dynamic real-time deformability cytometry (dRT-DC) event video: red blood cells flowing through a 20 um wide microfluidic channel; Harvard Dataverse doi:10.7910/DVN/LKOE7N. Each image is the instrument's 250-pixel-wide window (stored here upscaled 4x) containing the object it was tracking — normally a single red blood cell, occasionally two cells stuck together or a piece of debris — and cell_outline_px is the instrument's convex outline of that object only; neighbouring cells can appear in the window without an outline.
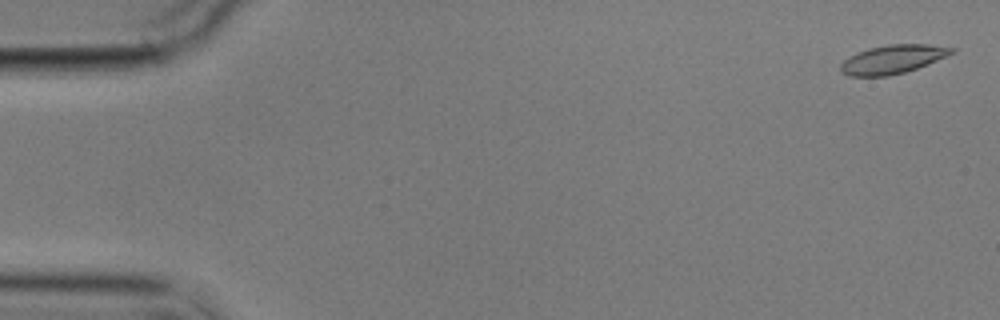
{"species": "common noctule bat (a hibernating species)", "species_latin": "Nyctalus noctula", "temperature_condition": "cold", "stored_images_in_passage": 5, "camera_frame_rate_fps": 3000, "um_per_image_px": 0.085, "animal": {"sex": "male", "body_mass_g": 17.9}, "frame": {"image": 1, "passage_image": 1, "time_ms": 0.0, "image_size_px": [1000, 320], "cell_outline_px": [[956, 52], [928, 64], [904, 72], [888, 76], [848, 76], [840, 72], [840, 64], [848, 56], [856, 52], [868, 48], [888, 44], [928, 44], [956, 48]], "centroid_in_image_um": [75.86, 5.03], "position_along_channel_um": 9.1, "area_um2": 18.73}}
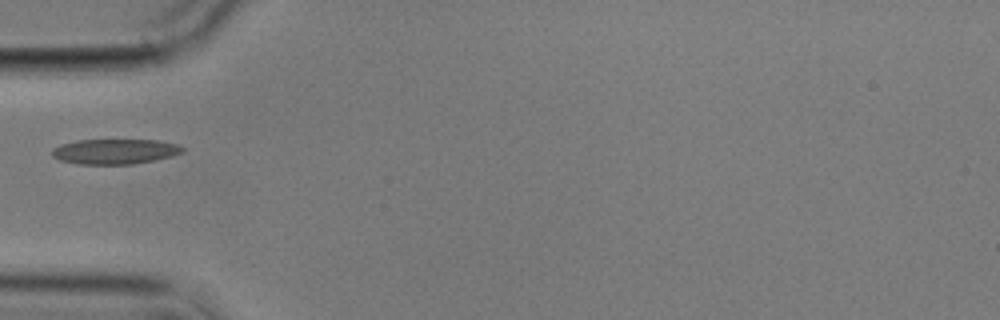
{"frame": {"image": 2, "passage_image": 5, "time_ms": 5.667, "image_size_px": [1000, 320], "cell_outline_px": [[184, 152], [172, 156], [132, 164], [80, 164], [60, 160], [52, 156], [52, 148], [60, 144], [80, 140], [160, 140], [176, 144], [184, 148]], "centroid_in_image_um": [9.76, 12.87], "position_along_channel_um": 75.2, "area_um2": 19.02}}